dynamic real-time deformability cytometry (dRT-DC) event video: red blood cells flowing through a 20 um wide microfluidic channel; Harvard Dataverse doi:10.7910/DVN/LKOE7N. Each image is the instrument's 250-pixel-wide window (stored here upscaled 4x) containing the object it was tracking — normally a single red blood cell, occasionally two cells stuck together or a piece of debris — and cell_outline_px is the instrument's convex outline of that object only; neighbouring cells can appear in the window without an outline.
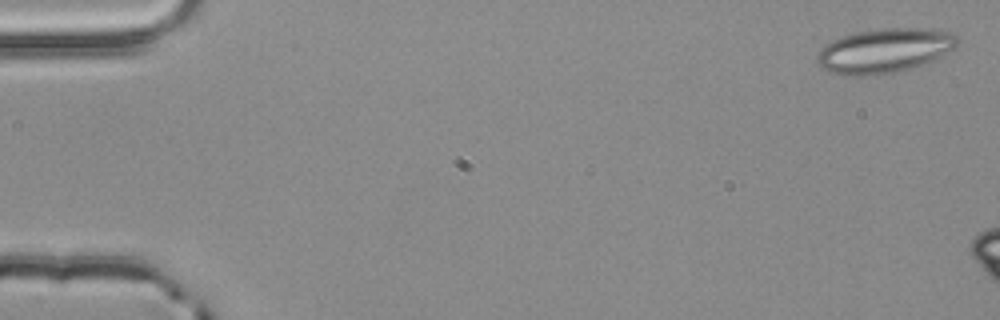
{"species": "common noctule bat (a hibernating species)", "species_latin": "Nyctalus noctula", "temperature_condition": "room temperature", "stored_images_in_passage": 9, "camera_frame_rate_fps": 3000, "um_per_image_px": 0.085, "animal": {"sex": "male", "body_mass_g": 20.4}, "frame": {"image": 1, "passage_image": 2, "time_ms": 0.333, "image_size_px": [1000, 320], "cell_outline_px": [[960, 40], [956, 48], [924, 64], [912, 68], [896, 72], [876, 76], [848, 76], [828, 72], [816, 60], [816, 56], [820, 48], [824, 44], [840, 36], [856, 32], [880, 28], [940, 28], [952, 32]], "centroid_in_image_um": [75.2, 4.3], "position_along_channel_um": 9.8, "area_um2": 37.11}}